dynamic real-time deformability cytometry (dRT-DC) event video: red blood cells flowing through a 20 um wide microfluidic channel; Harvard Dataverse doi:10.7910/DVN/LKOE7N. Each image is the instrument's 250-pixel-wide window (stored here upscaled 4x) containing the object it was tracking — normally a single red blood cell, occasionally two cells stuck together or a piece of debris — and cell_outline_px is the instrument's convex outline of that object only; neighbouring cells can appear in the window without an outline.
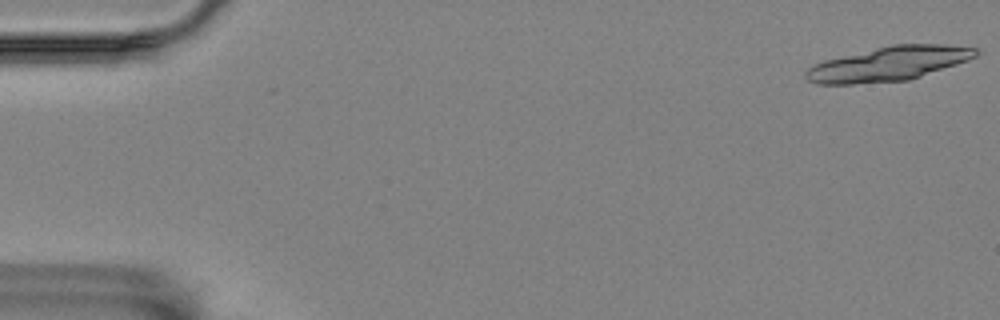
{"species": "Egyptian fruit bat (a non-hibernating species)", "species_latin": "Rousettus aegyptiacus", "temperature_condition": "room temperature", "stored_images_in_passage": 19, "camera_frame_rate_fps": 3000, "um_per_image_px": 0.085, "animal": {"sex": "female"}, "frame": {"image": 1, "passage_image": 1, "time_ms": 0.0, "image_size_px": [1000, 320], "cell_outline_px": [[980, 52], [976, 56], [968, 60], [908, 80], [852, 84], [816, 84], [808, 80], [804, 76], [804, 72], [808, 68], [824, 60], [892, 44], [944, 44], [980, 48]], "centroid_in_image_um": [75.54, 5.41], "position_along_channel_um": 9.5, "area_um2": 33.81}}